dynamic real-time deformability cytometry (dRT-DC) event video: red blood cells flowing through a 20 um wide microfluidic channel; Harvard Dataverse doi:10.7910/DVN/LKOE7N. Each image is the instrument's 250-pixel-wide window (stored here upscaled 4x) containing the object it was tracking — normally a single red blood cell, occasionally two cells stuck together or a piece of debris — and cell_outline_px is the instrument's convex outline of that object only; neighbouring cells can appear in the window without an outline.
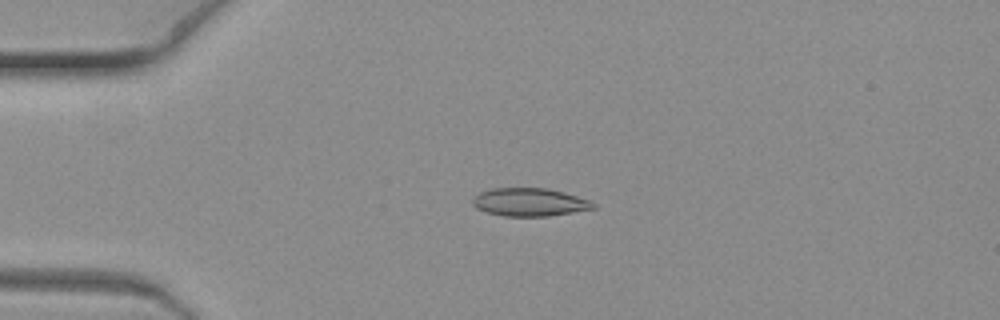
{"species": "common noctule bat (a hibernating species)", "species_latin": "Nyctalus noctula", "temperature_condition": "warm", "stored_images_in_passage": 7, "camera_frame_rate_fps": 3000, "um_per_image_px": 0.085, "animal": {"sex": "female", "body_mass_g": 19.3, "forearm_length_mm": 54.1}, "frame": {"image": 1, "passage_image": 3, "time_ms": 0.667, "image_size_px": [1000, 320], "cell_outline_px": [[596, 208], [548, 216], [504, 216], [488, 212], [476, 208], [472, 204], [472, 200], [480, 192], [492, 188], [548, 188], [564, 192], [588, 200], [596, 204]], "centroid_in_image_um": [45.01, 17.18], "position_along_channel_um": 40.0, "area_um2": 19.59}}
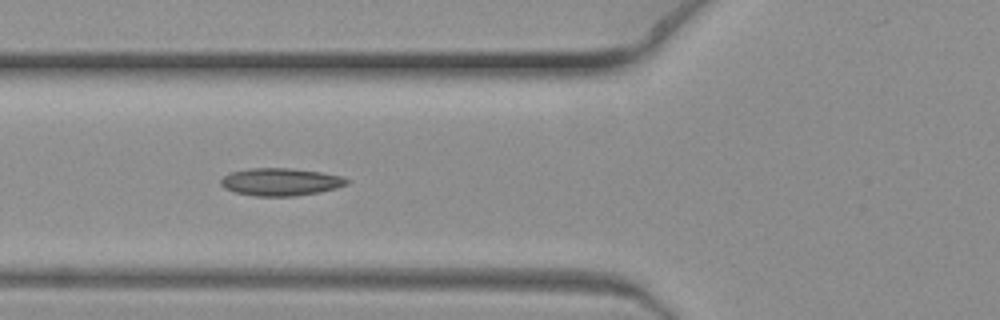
{"frame": {"image": 2, "passage_image": 6, "time_ms": 1.667, "image_size_px": [1000, 320], "cell_outline_px": [[352, 180], [348, 184], [336, 188], [320, 192], [296, 196], [256, 196], [236, 192], [224, 188], [220, 184], [220, 180], [228, 172], [248, 168], [288, 168], [320, 172], [340, 176]], "centroid_in_image_um": [23.84, 15.46], "position_along_channel_um": 102.0, "area_um2": 20.35}}
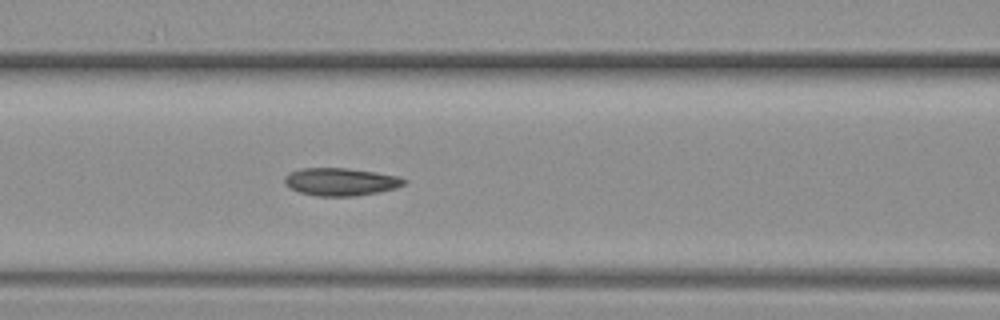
{"frame": {"image": 3, "passage_image": 7, "time_ms": 2.0, "image_size_px": [1000, 320], "cell_outline_px": [[408, 184], [396, 188], [380, 192], [356, 196], [316, 196], [300, 192], [284, 184], [284, 176], [288, 172], [300, 168], [348, 168], [376, 172], [400, 176], [408, 180]], "centroid_in_image_um": [29.0, 15.44], "position_along_channel_um": 137.6, "area_um2": 19.65}}